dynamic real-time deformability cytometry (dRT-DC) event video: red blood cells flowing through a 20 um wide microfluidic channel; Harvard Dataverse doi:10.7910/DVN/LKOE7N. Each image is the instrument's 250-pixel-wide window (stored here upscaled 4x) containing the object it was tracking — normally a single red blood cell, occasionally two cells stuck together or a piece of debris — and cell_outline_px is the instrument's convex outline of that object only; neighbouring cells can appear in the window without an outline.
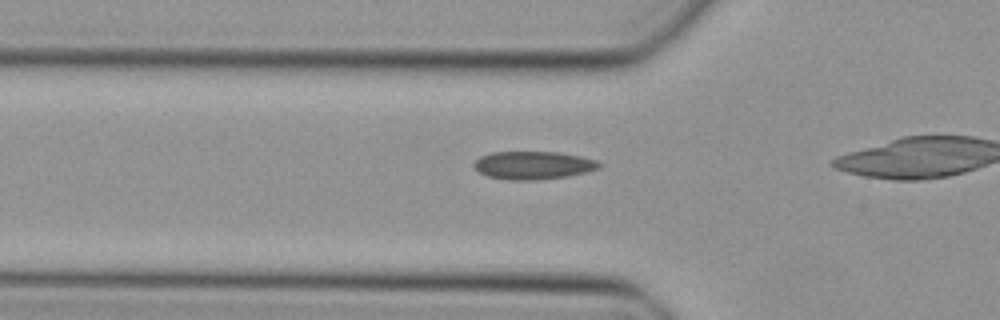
{"species": "Egyptian fruit bat (a non-hibernating species)", "species_latin": "Rousettus aegyptiacus", "temperature_condition": "cold", "stored_images_in_passage": 8, "camera_frame_rate_fps": 3000, "um_per_image_px": 0.085, "animal": {"sex": "female"}, "frame": {"image": 1, "passage_image": 3, "time_ms": 0.667, "image_size_px": [1000, 320], "cell_outline_px": [[604, 164], [600, 168], [568, 176], [536, 180], [508, 180], [488, 176], [480, 172], [472, 164], [480, 156], [492, 152], [560, 152], [580, 156], [596, 160]], "centroid_in_image_um": [45.34, 14.04], "position_along_channel_um": 80.5, "area_um2": 20.46}}
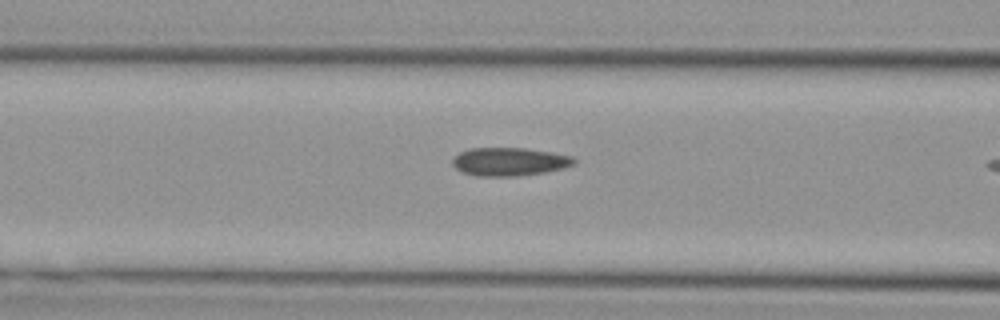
{"frame": {"image": 2, "passage_image": 6, "time_ms": 1.667, "image_size_px": [1000, 320], "cell_outline_px": [[576, 160], [572, 164], [564, 168], [544, 172], [516, 176], [476, 176], [464, 172], [456, 168], [452, 164], [452, 160], [460, 152], [472, 148], [524, 148], [552, 152], [572, 156]], "centroid_in_image_um": [43.3, 13.74], "position_along_channel_um": 123.3, "area_um2": 19.83}}